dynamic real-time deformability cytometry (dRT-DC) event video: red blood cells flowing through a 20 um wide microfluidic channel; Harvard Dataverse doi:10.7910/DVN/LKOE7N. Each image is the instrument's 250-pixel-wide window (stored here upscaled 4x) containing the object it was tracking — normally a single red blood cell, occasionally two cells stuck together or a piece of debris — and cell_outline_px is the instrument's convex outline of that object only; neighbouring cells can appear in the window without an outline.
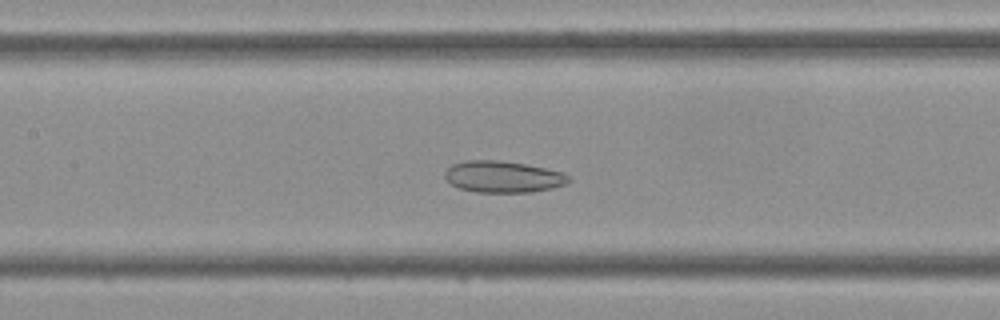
{"species": "Egyptian fruit bat (a non-hibernating species)", "species_latin": "Rousettus aegyptiacus", "temperature_condition": "cold", "stored_images_in_passage": 45, "camera_frame_rate_fps": 3000, "um_per_image_px": 0.085, "frame": {"image": 1, "passage_image": 20, "time_ms": 6.333, "image_size_px": [1000, 320], "cell_outline_px": [[572, 180], [564, 184], [552, 188], [532, 192], [476, 192], [460, 188], [452, 184], [444, 176], [444, 172], [452, 164], [464, 160], [500, 160], [524, 164], [564, 172]], "centroid_in_image_um": [42.75, 15.02], "position_along_channel_um": 164.6, "area_um2": 22.72}}
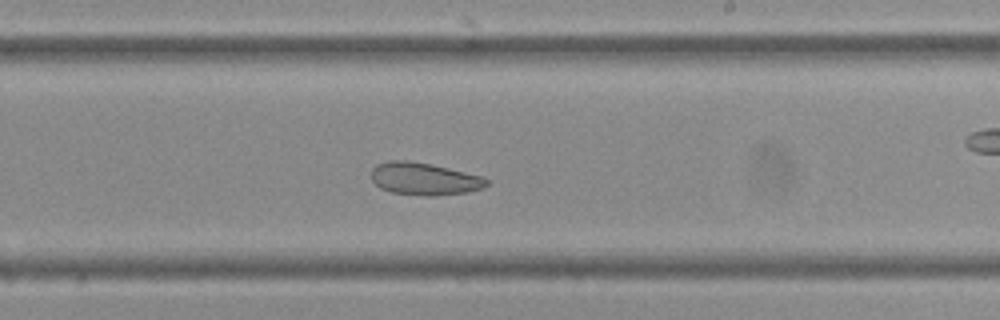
{"frame": {"image": 2, "passage_image": 26, "time_ms": 8.333, "image_size_px": [1000, 320], "cell_outline_px": [[488, 184], [480, 188], [468, 192], [432, 196], [424, 196], [392, 192], [380, 188], [372, 180], [372, 168], [376, 164], [388, 160], [408, 160], [432, 164], [484, 176], [488, 180]], "centroid_in_image_um": [36.05, 15.19], "position_along_channel_um": 252.9, "area_um2": 21.91}}
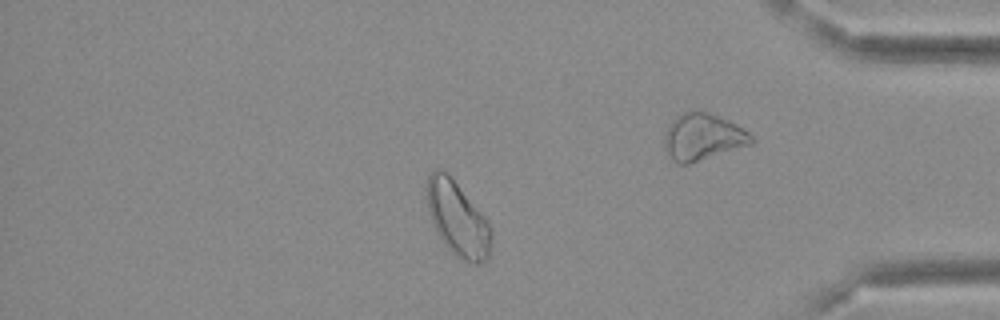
{"frame": {"image": 3, "passage_image": 38, "time_ms": 12.333, "image_size_px": [1000, 320], "cell_outline_px": [[492, 240], [488, 256], [484, 260], [476, 264], [472, 264], [456, 256], [444, 244], [432, 224], [428, 212], [424, 188], [428, 172], [436, 168], [440, 168], [448, 172], [452, 176], [480, 212], [492, 228]], "centroid_in_image_um": [38.83, 18.53], "position_along_channel_um": 396.4, "area_um2": 28.44}}